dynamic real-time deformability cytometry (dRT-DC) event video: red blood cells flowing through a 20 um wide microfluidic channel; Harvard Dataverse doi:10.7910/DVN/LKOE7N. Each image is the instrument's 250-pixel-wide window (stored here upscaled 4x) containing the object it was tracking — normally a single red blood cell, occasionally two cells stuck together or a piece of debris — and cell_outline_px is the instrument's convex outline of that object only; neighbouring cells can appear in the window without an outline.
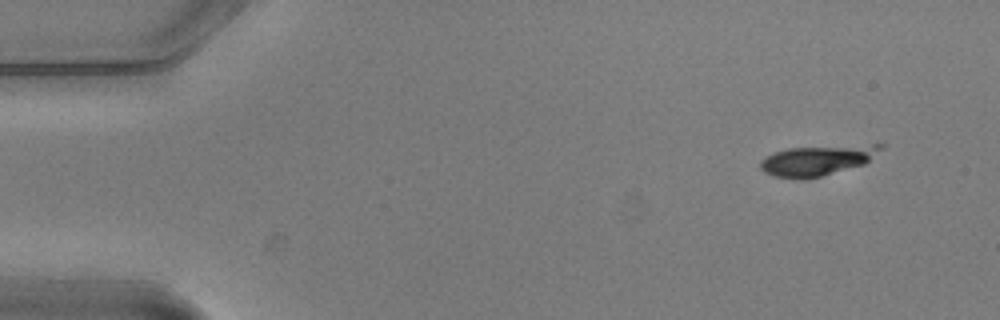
{"species": "common noctule bat (a hibernating species)", "species_latin": "Nyctalus noctula", "temperature_condition": "warm", "stored_images_in_passage": 4, "camera_frame_rate_fps": 3000, "um_per_image_px": 0.085, "animal": {"sex": "male", "body_mass_g": 20.5, "forearm_length_mm": 52.5}, "frame": {"image": 1, "passage_image": 1, "time_ms": 0.0, "image_size_px": [1000, 320], "cell_outline_px": [[884, 148], [864, 164], [820, 176], [804, 180], [796, 180], [776, 176], [764, 172], [760, 168], [760, 160], [764, 156], [772, 152], [788, 148], [872, 144], [884, 144]], "centroid_in_image_um": [69.43, 13.63], "position_along_channel_um": 15.6, "area_um2": 21.39}}